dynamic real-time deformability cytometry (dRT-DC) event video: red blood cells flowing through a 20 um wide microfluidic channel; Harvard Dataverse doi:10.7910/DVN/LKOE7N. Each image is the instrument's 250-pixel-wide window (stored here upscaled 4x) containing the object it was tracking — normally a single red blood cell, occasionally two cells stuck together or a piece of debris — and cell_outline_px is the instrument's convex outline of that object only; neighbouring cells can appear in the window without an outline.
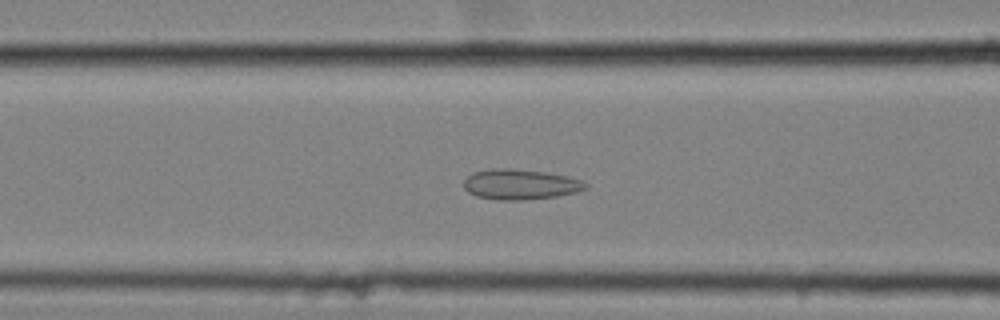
{"species": "common noctule bat (a hibernating species)", "species_latin": "Nyctalus noctula", "temperature_condition": "cold", "stored_images_in_passage": 54, "camera_frame_rate_fps": 3000, "um_per_image_px": 0.085, "animal": {"sex": "female", "body_mass_g": 25.1}, "frame": {"image": 1, "passage_image": 20, "time_ms": 6.333, "image_size_px": [1000, 320], "cell_outline_px": [[588, 188], [576, 192], [556, 196], [524, 200], [496, 200], [476, 196], [468, 192], [464, 188], [464, 180], [472, 172], [488, 168], [512, 168], [544, 172], [568, 176], [580, 180], [588, 184]], "centroid_in_image_um": [44.19, 15.67], "position_along_channel_um": 122.4, "area_um2": 21.68}}
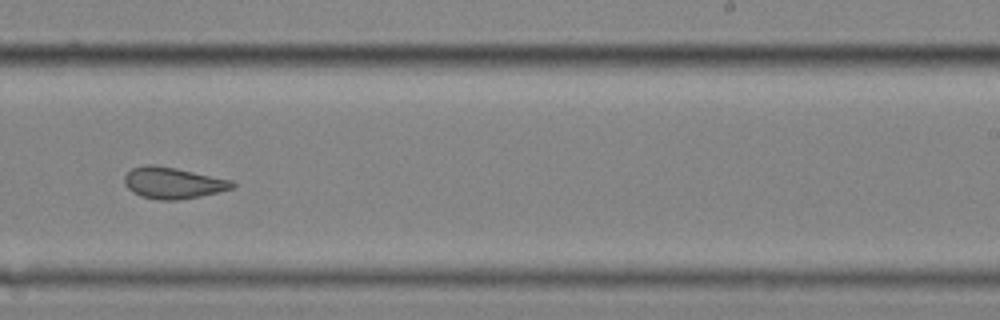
{"frame": {"image": 2, "passage_image": 33, "time_ms": 10.667, "image_size_px": [1000, 320], "cell_outline_px": [[236, 188], [220, 192], [200, 196], [176, 200], [160, 200], [140, 196], [132, 192], [124, 184], [124, 176], [132, 168], [148, 164], [152, 164], [176, 168], [232, 180], [236, 184]], "centroid_in_image_um": [14.72, 15.55], "position_along_channel_um": 274.3, "area_um2": 19.83}}
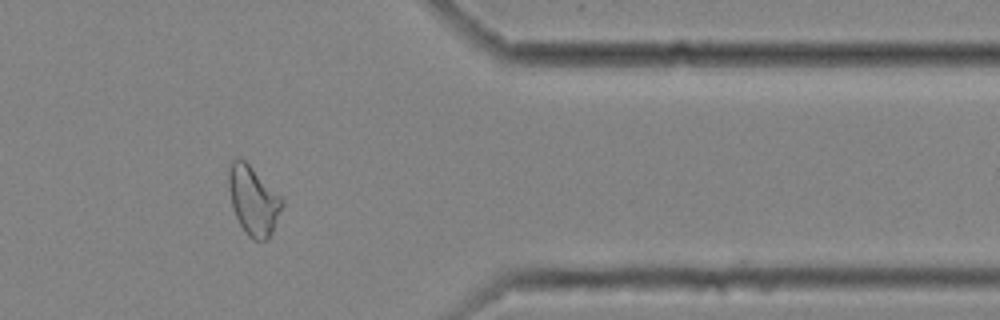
{"frame": {"image": 3, "passage_image": 44, "time_ms": 14.333, "image_size_px": [1000, 320], "cell_outline_px": [[284, 204], [272, 232], [268, 240], [252, 240], [248, 236], [240, 224], [232, 208], [228, 188], [228, 168], [232, 160], [244, 160], [284, 200]], "centroid_in_image_um": [21.52, 17.08], "position_along_channel_um": 389.9, "area_um2": 21.21}, "authors_computed_cell_mechanics": {"area_um2": 21.6461, "velocity_mm_per_s": 3.5126, "shape_relaxation_time_tau1_ms": null, "shape_relaxation_time_tau2_ms": 1.7134, "deformation_change_tau1": null, "deformation_change_tau2": 0.0762}}